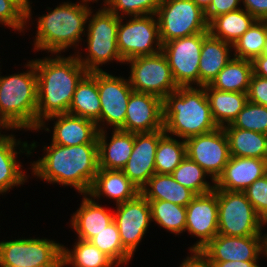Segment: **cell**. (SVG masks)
<instances>
[{"label": "cell", "mask_w": 267, "mask_h": 267, "mask_svg": "<svg viewBox=\"0 0 267 267\" xmlns=\"http://www.w3.org/2000/svg\"><path fill=\"white\" fill-rule=\"evenodd\" d=\"M218 234L226 236L262 235L266 223L256 213L244 192L217 189Z\"/></svg>", "instance_id": "7"}, {"label": "cell", "mask_w": 267, "mask_h": 267, "mask_svg": "<svg viewBox=\"0 0 267 267\" xmlns=\"http://www.w3.org/2000/svg\"><path fill=\"white\" fill-rule=\"evenodd\" d=\"M12 129L14 130V127L0 114V130L1 129ZM10 135H4V134H1V131H0V142H2L3 140L7 139Z\"/></svg>", "instance_id": "50"}, {"label": "cell", "mask_w": 267, "mask_h": 267, "mask_svg": "<svg viewBox=\"0 0 267 267\" xmlns=\"http://www.w3.org/2000/svg\"><path fill=\"white\" fill-rule=\"evenodd\" d=\"M261 56H267V38H266L264 49H263Z\"/></svg>", "instance_id": "52"}, {"label": "cell", "mask_w": 267, "mask_h": 267, "mask_svg": "<svg viewBox=\"0 0 267 267\" xmlns=\"http://www.w3.org/2000/svg\"><path fill=\"white\" fill-rule=\"evenodd\" d=\"M197 6L202 8L204 11L209 7L212 0H192Z\"/></svg>", "instance_id": "51"}, {"label": "cell", "mask_w": 267, "mask_h": 267, "mask_svg": "<svg viewBox=\"0 0 267 267\" xmlns=\"http://www.w3.org/2000/svg\"><path fill=\"white\" fill-rule=\"evenodd\" d=\"M126 62L131 66L128 80L136 92L152 94L163 100L179 87L162 51L132 58L125 61V64Z\"/></svg>", "instance_id": "10"}, {"label": "cell", "mask_w": 267, "mask_h": 267, "mask_svg": "<svg viewBox=\"0 0 267 267\" xmlns=\"http://www.w3.org/2000/svg\"><path fill=\"white\" fill-rule=\"evenodd\" d=\"M156 17L162 44L176 38L209 32L205 11L192 0H162Z\"/></svg>", "instance_id": "8"}, {"label": "cell", "mask_w": 267, "mask_h": 267, "mask_svg": "<svg viewBox=\"0 0 267 267\" xmlns=\"http://www.w3.org/2000/svg\"><path fill=\"white\" fill-rule=\"evenodd\" d=\"M24 73L0 76V114L14 129L37 130V73L34 61ZM1 75V74H0Z\"/></svg>", "instance_id": "5"}, {"label": "cell", "mask_w": 267, "mask_h": 267, "mask_svg": "<svg viewBox=\"0 0 267 267\" xmlns=\"http://www.w3.org/2000/svg\"><path fill=\"white\" fill-rule=\"evenodd\" d=\"M223 129L228 139L230 156L267 160V134L243 130L231 124Z\"/></svg>", "instance_id": "29"}, {"label": "cell", "mask_w": 267, "mask_h": 267, "mask_svg": "<svg viewBox=\"0 0 267 267\" xmlns=\"http://www.w3.org/2000/svg\"><path fill=\"white\" fill-rule=\"evenodd\" d=\"M241 0H212L209 7L205 10V16L210 23L219 15L240 9Z\"/></svg>", "instance_id": "44"}, {"label": "cell", "mask_w": 267, "mask_h": 267, "mask_svg": "<svg viewBox=\"0 0 267 267\" xmlns=\"http://www.w3.org/2000/svg\"><path fill=\"white\" fill-rule=\"evenodd\" d=\"M179 267H210V265L200 251H191V256H187Z\"/></svg>", "instance_id": "46"}, {"label": "cell", "mask_w": 267, "mask_h": 267, "mask_svg": "<svg viewBox=\"0 0 267 267\" xmlns=\"http://www.w3.org/2000/svg\"><path fill=\"white\" fill-rule=\"evenodd\" d=\"M14 3H16L26 14H27V22L31 18V8L30 7V0H12Z\"/></svg>", "instance_id": "49"}, {"label": "cell", "mask_w": 267, "mask_h": 267, "mask_svg": "<svg viewBox=\"0 0 267 267\" xmlns=\"http://www.w3.org/2000/svg\"><path fill=\"white\" fill-rule=\"evenodd\" d=\"M186 156L185 140L178 141L165 133L158 142L155 154V172L172 174Z\"/></svg>", "instance_id": "34"}, {"label": "cell", "mask_w": 267, "mask_h": 267, "mask_svg": "<svg viewBox=\"0 0 267 267\" xmlns=\"http://www.w3.org/2000/svg\"><path fill=\"white\" fill-rule=\"evenodd\" d=\"M203 87L210 103L212 118L219 128L232 124L248 101L247 93L219 91L210 85Z\"/></svg>", "instance_id": "28"}, {"label": "cell", "mask_w": 267, "mask_h": 267, "mask_svg": "<svg viewBox=\"0 0 267 267\" xmlns=\"http://www.w3.org/2000/svg\"><path fill=\"white\" fill-rule=\"evenodd\" d=\"M267 38V20H256L233 44L236 58L253 61L261 56Z\"/></svg>", "instance_id": "36"}, {"label": "cell", "mask_w": 267, "mask_h": 267, "mask_svg": "<svg viewBox=\"0 0 267 267\" xmlns=\"http://www.w3.org/2000/svg\"><path fill=\"white\" fill-rule=\"evenodd\" d=\"M97 88L101 105L99 131L105 129L101 126H104L105 121L114 130L121 129L124 126L129 97L134 91L129 80L115 77L103 70L97 71Z\"/></svg>", "instance_id": "13"}, {"label": "cell", "mask_w": 267, "mask_h": 267, "mask_svg": "<svg viewBox=\"0 0 267 267\" xmlns=\"http://www.w3.org/2000/svg\"><path fill=\"white\" fill-rule=\"evenodd\" d=\"M89 241L109 256L118 266L127 264L133 257L123 247L119 229L114 221Z\"/></svg>", "instance_id": "38"}, {"label": "cell", "mask_w": 267, "mask_h": 267, "mask_svg": "<svg viewBox=\"0 0 267 267\" xmlns=\"http://www.w3.org/2000/svg\"><path fill=\"white\" fill-rule=\"evenodd\" d=\"M122 16L119 17L117 45L124 62L135 57L153 55L162 51L156 15L133 16L126 24H123Z\"/></svg>", "instance_id": "11"}, {"label": "cell", "mask_w": 267, "mask_h": 267, "mask_svg": "<svg viewBox=\"0 0 267 267\" xmlns=\"http://www.w3.org/2000/svg\"><path fill=\"white\" fill-rule=\"evenodd\" d=\"M164 129L149 133H134V146L122 172L141 190L155 174V154Z\"/></svg>", "instance_id": "19"}, {"label": "cell", "mask_w": 267, "mask_h": 267, "mask_svg": "<svg viewBox=\"0 0 267 267\" xmlns=\"http://www.w3.org/2000/svg\"><path fill=\"white\" fill-rule=\"evenodd\" d=\"M139 193V188L121 170L99 168L88 195L93 199L105 195L118 205L135 198Z\"/></svg>", "instance_id": "23"}, {"label": "cell", "mask_w": 267, "mask_h": 267, "mask_svg": "<svg viewBox=\"0 0 267 267\" xmlns=\"http://www.w3.org/2000/svg\"><path fill=\"white\" fill-rule=\"evenodd\" d=\"M185 231L200 238L190 251H200L218 234L217 189L196 195L186 206Z\"/></svg>", "instance_id": "17"}, {"label": "cell", "mask_w": 267, "mask_h": 267, "mask_svg": "<svg viewBox=\"0 0 267 267\" xmlns=\"http://www.w3.org/2000/svg\"><path fill=\"white\" fill-rule=\"evenodd\" d=\"M175 181L193 191L196 195L209 193L215 186L204 178L208 175L196 162L186 156L171 174Z\"/></svg>", "instance_id": "37"}, {"label": "cell", "mask_w": 267, "mask_h": 267, "mask_svg": "<svg viewBox=\"0 0 267 267\" xmlns=\"http://www.w3.org/2000/svg\"><path fill=\"white\" fill-rule=\"evenodd\" d=\"M247 97L248 101L267 107V78L252 74Z\"/></svg>", "instance_id": "43"}, {"label": "cell", "mask_w": 267, "mask_h": 267, "mask_svg": "<svg viewBox=\"0 0 267 267\" xmlns=\"http://www.w3.org/2000/svg\"><path fill=\"white\" fill-rule=\"evenodd\" d=\"M162 0H105L104 5L117 17L120 14L130 16L156 15ZM121 11V12H120Z\"/></svg>", "instance_id": "40"}, {"label": "cell", "mask_w": 267, "mask_h": 267, "mask_svg": "<svg viewBox=\"0 0 267 267\" xmlns=\"http://www.w3.org/2000/svg\"><path fill=\"white\" fill-rule=\"evenodd\" d=\"M210 267H260L258 261L208 262Z\"/></svg>", "instance_id": "47"}, {"label": "cell", "mask_w": 267, "mask_h": 267, "mask_svg": "<svg viewBox=\"0 0 267 267\" xmlns=\"http://www.w3.org/2000/svg\"><path fill=\"white\" fill-rule=\"evenodd\" d=\"M163 129V100L155 95L133 91L128 100L122 131L149 133Z\"/></svg>", "instance_id": "18"}, {"label": "cell", "mask_w": 267, "mask_h": 267, "mask_svg": "<svg viewBox=\"0 0 267 267\" xmlns=\"http://www.w3.org/2000/svg\"><path fill=\"white\" fill-rule=\"evenodd\" d=\"M84 195L80 208L72 216L71 227L76 231L77 239L89 241L114 221V213L108 212L88 194Z\"/></svg>", "instance_id": "24"}, {"label": "cell", "mask_w": 267, "mask_h": 267, "mask_svg": "<svg viewBox=\"0 0 267 267\" xmlns=\"http://www.w3.org/2000/svg\"><path fill=\"white\" fill-rule=\"evenodd\" d=\"M0 23L22 32L27 14L12 0H0Z\"/></svg>", "instance_id": "42"}, {"label": "cell", "mask_w": 267, "mask_h": 267, "mask_svg": "<svg viewBox=\"0 0 267 267\" xmlns=\"http://www.w3.org/2000/svg\"><path fill=\"white\" fill-rule=\"evenodd\" d=\"M200 252L208 262L258 261L267 257V234L254 236H226L217 234Z\"/></svg>", "instance_id": "15"}, {"label": "cell", "mask_w": 267, "mask_h": 267, "mask_svg": "<svg viewBox=\"0 0 267 267\" xmlns=\"http://www.w3.org/2000/svg\"><path fill=\"white\" fill-rule=\"evenodd\" d=\"M256 213L267 224V174L243 191Z\"/></svg>", "instance_id": "41"}, {"label": "cell", "mask_w": 267, "mask_h": 267, "mask_svg": "<svg viewBox=\"0 0 267 267\" xmlns=\"http://www.w3.org/2000/svg\"><path fill=\"white\" fill-rule=\"evenodd\" d=\"M21 141L11 135L0 142V193L10 191L12 187L24 184L27 175L21 170L22 165L18 164L17 155L25 151H16V146L21 145Z\"/></svg>", "instance_id": "31"}, {"label": "cell", "mask_w": 267, "mask_h": 267, "mask_svg": "<svg viewBox=\"0 0 267 267\" xmlns=\"http://www.w3.org/2000/svg\"><path fill=\"white\" fill-rule=\"evenodd\" d=\"M33 61L37 73V129L50 131L45 120L68 113L77 84L88 71L76 55L62 57L57 54L55 58Z\"/></svg>", "instance_id": "1"}, {"label": "cell", "mask_w": 267, "mask_h": 267, "mask_svg": "<svg viewBox=\"0 0 267 267\" xmlns=\"http://www.w3.org/2000/svg\"><path fill=\"white\" fill-rule=\"evenodd\" d=\"M209 32L176 38L162 44L173 78L179 87L199 86V60L203 38Z\"/></svg>", "instance_id": "12"}, {"label": "cell", "mask_w": 267, "mask_h": 267, "mask_svg": "<svg viewBox=\"0 0 267 267\" xmlns=\"http://www.w3.org/2000/svg\"><path fill=\"white\" fill-rule=\"evenodd\" d=\"M116 208L114 222L119 229L122 245L133 256L152 221L149 201L139 193Z\"/></svg>", "instance_id": "16"}, {"label": "cell", "mask_w": 267, "mask_h": 267, "mask_svg": "<svg viewBox=\"0 0 267 267\" xmlns=\"http://www.w3.org/2000/svg\"><path fill=\"white\" fill-rule=\"evenodd\" d=\"M217 128L204 87H178L163 99V129L166 134L186 140Z\"/></svg>", "instance_id": "3"}, {"label": "cell", "mask_w": 267, "mask_h": 267, "mask_svg": "<svg viewBox=\"0 0 267 267\" xmlns=\"http://www.w3.org/2000/svg\"><path fill=\"white\" fill-rule=\"evenodd\" d=\"M244 9L257 20H267V0H241Z\"/></svg>", "instance_id": "45"}, {"label": "cell", "mask_w": 267, "mask_h": 267, "mask_svg": "<svg viewBox=\"0 0 267 267\" xmlns=\"http://www.w3.org/2000/svg\"><path fill=\"white\" fill-rule=\"evenodd\" d=\"M186 155L199 164L214 182L230 159L229 143L223 128L185 140Z\"/></svg>", "instance_id": "14"}, {"label": "cell", "mask_w": 267, "mask_h": 267, "mask_svg": "<svg viewBox=\"0 0 267 267\" xmlns=\"http://www.w3.org/2000/svg\"><path fill=\"white\" fill-rule=\"evenodd\" d=\"M231 125L243 130L267 134V107L247 101Z\"/></svg>", "instance_id": "39"}, {"label": "cell", "mask_w": 267, "mask_h": 267, "mask_svg": "<svg viewBox=\"0 0 267 267\" xmlns=\"http://www.w3.org/2000/svg\"><path fill=\"white\" fill-rule=\"evenodd\" d=\"M106 130L98 131V166L107 170H122L132 154L134 133L114 130L109 143ZM106 133V134H105Z\"/></svg>", "instance_id": "22"}, {"label": "cell", "mask_w": 267, "mask_h": 267, "mask_svg": "<svg viewBox=\"0 0 267 267\" xmlns=\"http://www.w3.org/2000/svg\"><path fill=\"white\" fill-rule=\"evenodd\" d=\"M57 119L53 129L52 143L75 146L97 143L98 128L95 122L68 113L54 115L46 120Z\"/></svg>", "instance_id": "21"}, {"label": "cell", "mask_w": 267, "mask_h": 267, "mask_svg": "<svg viewBox=\"0 0 267 267\" xmlns=\"http://www.w3.org/2000/svg\"><path fill=\"white\" fill-rule=\"evenodd\" d=\"M46 155L34 161L32 172L48 183L69 185L88 194L98 173V144L62 146L51 143L44 147Z\"/></svg>", "instance_id": "2"}, {"label": "cell", "mask_w": 267, "mask_h": 267, "mask_svg": "<svg viewBox=\"0 0 267 267\" xmlns=\"http://www.w3.org/2000/svg\"><path fill=\"white\" fill-rule=\"evenodd\" d=\"M257 19L240 8L214 18L209 23V33L233 45Z\"/></svg>", "instance_id": "30"}, {"label": "cell", "mask_w": 267, "mask_h": 267, "mask_svg": "<svg viewBox=\"0 0 267 267\" xmlns=\"http://www.w3.org/2000/svg\"><path fill=\"white\" fill-rule=\"evenodd\" d=\"M100 110L97 71L88 72L77 84L68 114L95 122L99 131Z\"/></svg>", "instance_id": "26"}, {"label": "cell", "mask_w": 267, "mask_h": 267, "mask_svg": "<svg viewBox=\"0 0 267 267\" xmlns=\"http://www.w3.org/2000/svg\"><path fill=\"white\" fill-rule=\"evenodd\" d=\"M253 74L267 78V56L256 57L253 61Z\"/></svg>", "instance_id": "48"}, {"label": "cell", "mask_w": 267, "mask_h": 267, "mask_svg": "<svg viewBox=\"0 0 267 267\" xmlns=\"http://www.w3.org/2000/svg\"><path fill=\"white\" fill-rule=\"evenodd\" d=\"M147 200H164L186 207L196 196L190 189L174 180L171 174H153L140 190Z\"/></svg>", "instance_id": "27"}, {"label": "cell", "mask_w": 267, "mask_h": 267, "mask_svg": "<svg viewBox=\"0 0 267 267\" xmlns=\"http://www.w3.org/2000/svg\"><path fill=\"white\" fill-rule=\"evenodd\" d=\"M73 250L62 245V267H118L105 253L99 250L90 241L78 239Z\"/></svg>", "instance_id": "33"}, {"label": "cell", "mask_w": 267, "mask_h": 267, "mask_svg": "<svg viewBox=\"0 0 267 267\" xmlns=\"http://www.w3.org/2000/svg\"><path fill=\"white\" fill-rule=\"evenodd\" d=\"M233 45L208 33L203 38V44L199 60V86L210 85L218 73L232 59L230 49Z\"/></svg>", "instance_id": "25"}, {"label": "cell", "mask_w": 267, "mask_h": 267, "mask_svg": "<svg viewBox=\"0 0 267 267\" xmlns=\"http://www.w3.org/2000/svg\"><path fill=\"white\" fill-rule=\"evenodd\" d=\"M89 0L82 3L64 2L46 15L38 17L34 49L48 50L58 54L71 46H77L85 35V24L92 9L87 5Z\"/></svg>", "instance_id": "4"}, {"label": "cell", "mask_w": 267, "mask_h": 267, "mask_svg": "<svg viewBox=\"0 0 267 267\" xmlns=\"http://www.w3.org/2000/svg\"><path fill=\"white\" fill-rule=\"evenodd\" d=\"M88 20V29H86L88 44L86 50H88L89 54L87 53L88 56L86 58H82L79 52L76 54L83 67L88 72H94L102 71L99 66L112 60L125 63L119 54L117 45L119 17L104 6L93 15L92 11H90Z\"/></svg>", "instance_id": "6"}, {"label": "cell", "mask_w": 267, "mask_h": 267, "mask_svg": "<svg viewBox=\"0 0 267 267\" xmlns=\"http://www.w3.org/2000/svg\"><path fill=\"white\" fill-rule=\"evenodd\" d=\"M0 267H62V245L39 238L1 241Z\"/></svg>", "instance_id": "9"}, {"label": "cell", "mask_w": 267, "mask_h": 267, "mask_svg": "<svg viewBox=\"0 0 267 267\" xmlns=\"http://www.w3.org/2000/svg\"><path fill=\"white\" fill-rule=\"evenodd\" d=\"M151 209V220L171 233L185 232L186 207L164 200H148Z\"/></svg>", "instance_id": "35"}, {"label": "cell", "mask_w": 267, "mask_h": 267, "mask_svg": "<svg viewBox=\"0 0 267 267\" xmlns=\"http://www.w3.org/2000/svg\"><path fill=\"white\" fill-rule=\"evenodd\" d=\"M252 74V61L233 57L210 86L219 91L247 93Z\"/></svg>", "instance_id": "32"}, {"label": "cell", "mask_w": 267, "mask_h": 267, "mask_svg": "<svg viewBox=\"0 0 267 267\" xmlns=\"http://www.w3.org/2000/svg\"><path fill=\"white\" fill-rule=\"evenodd\" d=\"M265 174H267V160L230 156L214 186L215 189L243 192Z\"/></svg>", "instance_id": "20"}]
</instances>
